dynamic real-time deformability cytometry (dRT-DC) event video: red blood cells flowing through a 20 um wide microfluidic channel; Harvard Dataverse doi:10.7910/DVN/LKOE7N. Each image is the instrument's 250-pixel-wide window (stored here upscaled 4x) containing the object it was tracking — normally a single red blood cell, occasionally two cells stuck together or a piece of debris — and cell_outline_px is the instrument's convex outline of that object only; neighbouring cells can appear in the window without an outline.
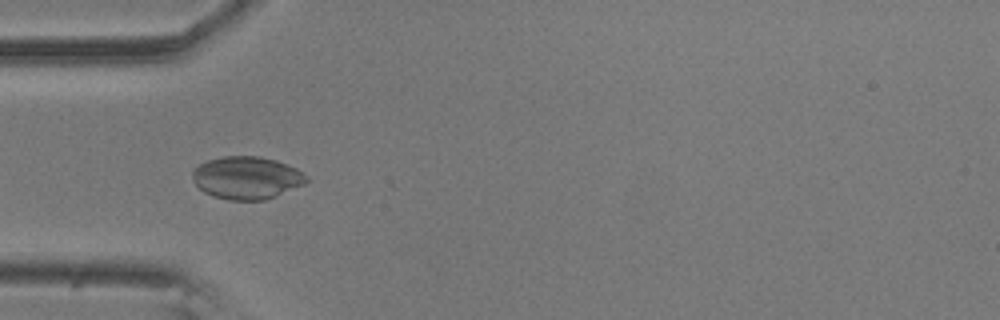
{"species": "common noctule bat (a hibernating species)", "species_latin": "Nyctalus noctula", "temperature_condition": "room temperature", "stored_images_in_passage": 41, "camera_frame_rate_fps": 3000, "um_per_image_px": 0.085, "animal": {"sex": "male", "body_mass_g": 20.5, "forearm_length_mm": 52.5}, "frame": {"image": 1, "passage_image": 2, "time_ms": 0.333, "image_size_px": [1000, 320], "cell_outline_px": [[308, 180], [304, 184], [276, 196], [264, 200], [228, 200], [212, 196], [204, 192], [192, 180], [192, 168], [208, 160], [224, 156], [260, 156], [276, 160], [296, 168], [304, 172], [308, 176]], "centroid_in_image_um": [20.97, 15.11], "position_along_channel_um": 64.0, "area_um2": 28.5}}
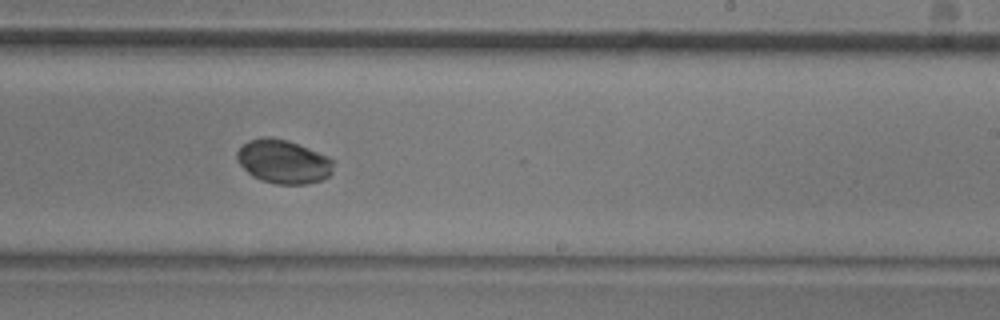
{"frame": {"image": 2, "passage_image": 19, "time_ms": 6.0, "image_size_px": [1000, 320], "cell_outline_px": [[336, 160], [332, 172], [328, 176], [320, 180], [308, 184], [276, 184], [260, 180], [252, 176], [236, 160], [236, 152], [248, 140], [264, 136], [272, 136], [288, 140], [328, 156]], "centroid_in_image_um": [24.09, 13.73], "position_along_channel_um": 264.9, "area_um2": 24.85}}
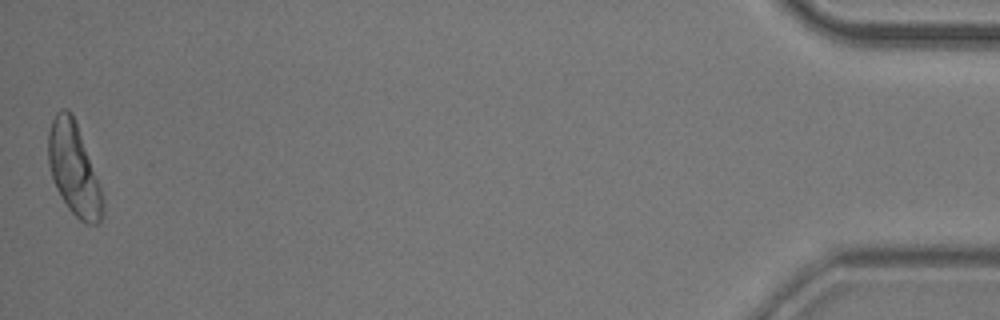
{"frame": {"image": 3, "passage_image": 41, "time_ms": 13.333, "image_size_px": [1000, 320], "cell_outline_px": [[104, 216], [96, 224], [88, 224], [80, 220], [68, 208], [56, 188], [48, 164], [48, 132], [52, 120], [56, 112], [60, 108], [68, 108], [72, 112], [76, 120], [100, 188], [104, 200]], "centroid_in_image_um": [6.27, 14.35], "position_along_channel_um": 428.9, "area_um2": 29.13}, "authors_computed_cell_mechanics": {"area_um2": 25.3164, "velocity_mm_per_s": 3.5442, "shape_relaxation_time_tau1_ms": 4.1459, "shape_relaxation_time_tau2_ms": null, "deformation_change_tau1": 0.0884, "deformation_change_tau2": null}}